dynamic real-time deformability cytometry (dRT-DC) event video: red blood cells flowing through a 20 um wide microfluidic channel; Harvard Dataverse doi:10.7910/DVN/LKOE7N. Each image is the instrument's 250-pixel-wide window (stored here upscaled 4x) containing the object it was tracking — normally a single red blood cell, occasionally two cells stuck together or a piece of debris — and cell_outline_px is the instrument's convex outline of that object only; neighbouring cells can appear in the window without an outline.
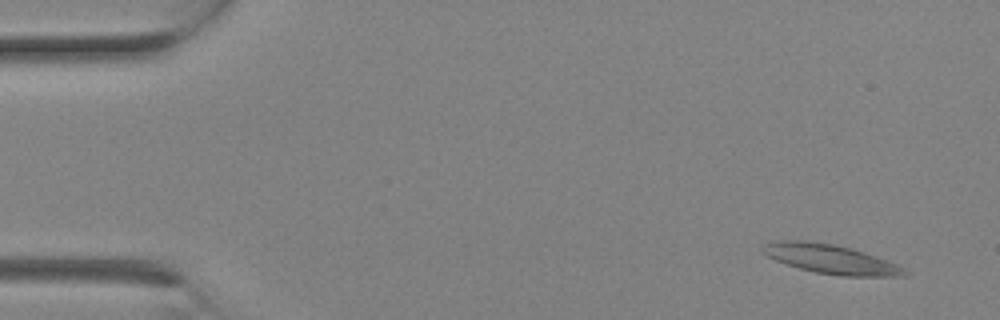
{"species": "Egyptian fruit bat (a non-hibernating species)", "species_latin": "Rousettus aegyptiacus", "temperature_condition": "room temperature", "stored_images_in_passage": 3, "camera_frame_rate_fps": 3000, "um_per_image_px": 0.085, "animal": {"sex": "female"}, "frame": {"image": 1, "passage_image": 3, "time_ms": 0.667, "image_size_px": [1000, 320], "cell_outline_px": [[908, 272], [904, 276], [840, 276], [816, 272], [800, 268], [776, 260], [760, 252], [760, 248], [764, 244], [776, 240], [808, 240], [832, 244], [852, 248], [864, 252], [896, 264], [904, 268]], "centroid_in_image_um": [70.56, 22.01], "position_along_channel_um": 14.4, "area_um2": 24.04}}